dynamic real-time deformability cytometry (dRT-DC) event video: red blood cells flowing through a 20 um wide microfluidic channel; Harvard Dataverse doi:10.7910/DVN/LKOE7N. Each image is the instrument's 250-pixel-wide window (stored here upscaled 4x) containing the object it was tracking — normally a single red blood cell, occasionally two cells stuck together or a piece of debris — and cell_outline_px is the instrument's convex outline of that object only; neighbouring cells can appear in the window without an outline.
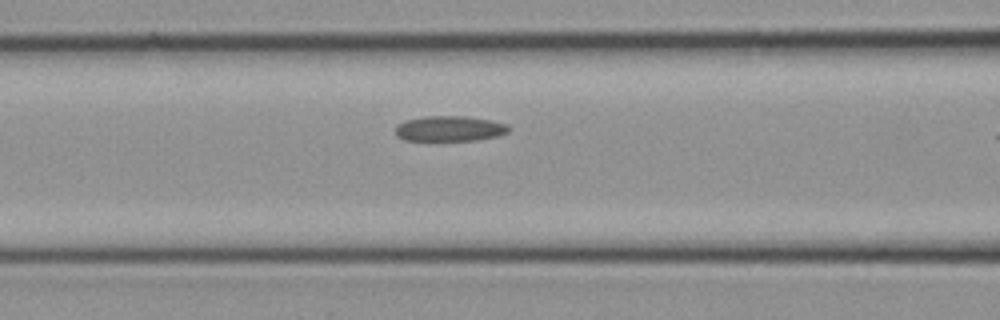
{"species": "common noctule bat (a hibernating species)", "species_latin": "Nyctalus noctula", "temperature_condition": "cold", "stored_images_in_passage": 7, "camera_frame_rate_fps": 3000, "um_per_image_px": 0.085, "animal": {"sex": "female", "body_mass_g": 21.9}, "frame": {"image": 1, "passage_image": 6, "time_ms": 1.667, "image_size_px": [1000, 320], "cell_outline_px": [[512, 128], [508, 132], [496, 136], [476, 140], [428, 144], [404, 140], [396, 136], [396, 124], [408, 120], [424, 116], [464, 116], [492, 120], [508, 124]], "centroid_in_image_um": [38.17, 10.99], "position_along_channel_um": 128.4, "area_um2": 17.8}}